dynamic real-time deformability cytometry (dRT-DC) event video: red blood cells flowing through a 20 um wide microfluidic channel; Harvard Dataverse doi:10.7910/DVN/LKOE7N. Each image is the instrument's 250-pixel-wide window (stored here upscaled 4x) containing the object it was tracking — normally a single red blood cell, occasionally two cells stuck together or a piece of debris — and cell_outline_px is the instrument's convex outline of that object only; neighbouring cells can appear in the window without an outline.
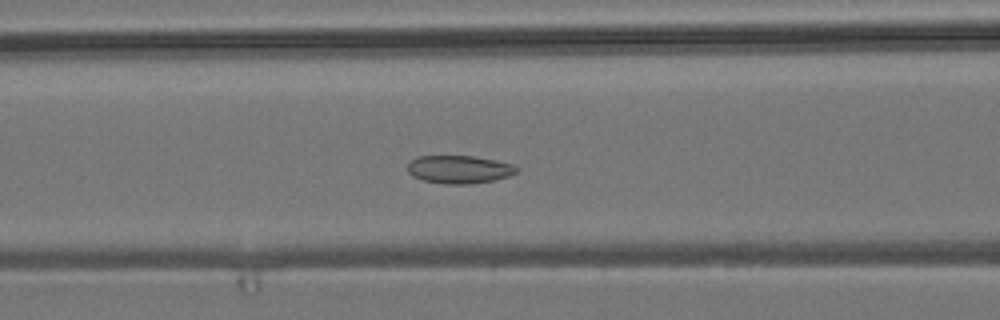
{"species": "common noctule bat (a hibernating species)", "species_latin": "Nyctalus noctula", "temperature_condition": "room temperature", "stored_images_in_passage": 43, "camera_frame_rate_fps": 3000, "um_per_image_px": 0.085, "animal": {"sex": "male", "body_mass_g": 19.2, "forearm_length_mm": 51.8}, "frame": {"image": 1, "passage_image": 10, "time_ms": 3.0, "image_size_px": [1000, 320], "cell_outline_px": [[520, 168], [516, 172], [508, 176], [496, 180], [468, 184], [448, 184], [424, 180], [412, 176], [408, 172], [408, 164], [416, 156], [472, 156], [496, 160], [512, 164]], "centroid_in_image_um": [39.04, 14.39], "position_along_channel_um": 127.6, "area_um2": 17.74}}
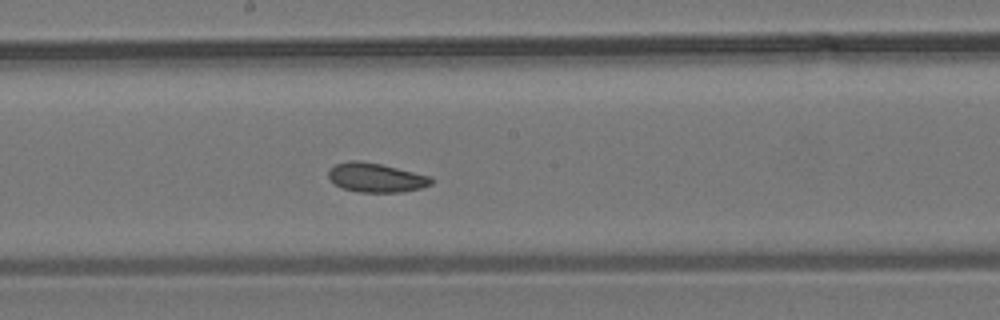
{"frame": {"image": 2, "passage_image": 17, "time_ms": 5.333, "image_size_px": [1000, 320], "cell_outline_px": [[432, 184], [420, 188], [404, 192], [360, 192], [344, 188], [336, 184], [328, 176], [328, 168], [336, 164], [348, 160], [360, 160], [380, 164], [432, 176]], "centroid_in_image_um": [31.96, 15.08], "position_along_channel_um": 216.2, "area_um2": 17.46}}
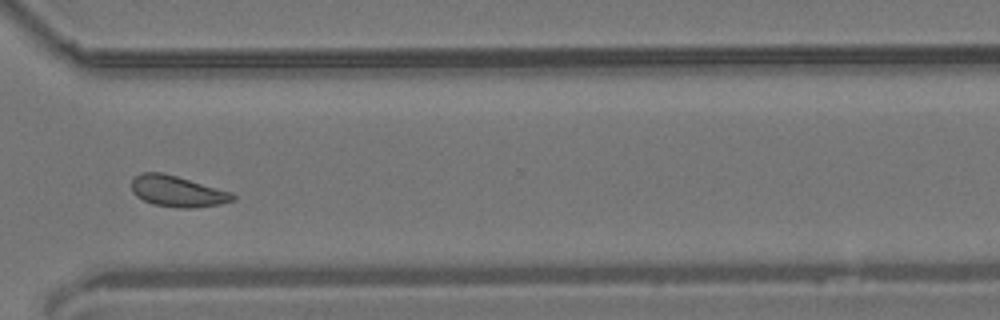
{"frame": {"image": 3, "passage_image": 28, "time_ms": 9.0, "image_size_px": [1000, 320], "cell_outline_px": [[236, 200], [220, 204], [192, 208], [184, 208], [156, 204], [144, 200], [136, 196], [132, 192], [132, 180], [140, 172], [160, 172], [176, 176], [232, 192], [236, 196]], "centroid_in_image_um": [15.1, 16.25], "position_along_channel_um": 355.5, "area_um2": 18.09}, "authors_computed_cell_mechanics": {"area_um2": 17.6868, "velocity_mm_per_s": 3.7994, "shape_relaxation_time_tau1_ms": null, "shape_relaxation_time_tau2_ms": 4.6978, "deformation_change_tau1": null, "deformation_change_tau2": 0.1021}}